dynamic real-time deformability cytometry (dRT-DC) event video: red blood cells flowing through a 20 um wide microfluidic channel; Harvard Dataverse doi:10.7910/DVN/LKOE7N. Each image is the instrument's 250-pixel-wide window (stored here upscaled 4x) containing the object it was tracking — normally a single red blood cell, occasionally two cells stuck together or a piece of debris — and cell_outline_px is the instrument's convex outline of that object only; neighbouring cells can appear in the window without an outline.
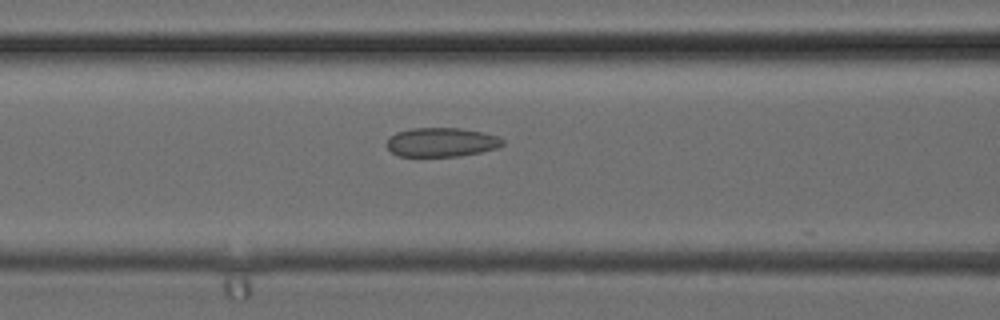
{"species": "common noctule bat (a hibernating species)", "species_latin": "Nyctalus noctula", "temperature_condition": "cold", "stored_images_in_passage": 17, "camera_frame_rate_fps": 3000, "um_per_image_px": 0.085, "animal": {"sex": "female", "body_mass_g": 24.6, "forearm_length_mm": 56.2}, "frame": {"image": 1, "passage_image": 16, "time_ms": 5.0, "image_size_px": [1000, 320], "cell_outline_px": [[504, 144], [496, 148], [480, 152], [460, 156], [400, 156], [392, 152], [388, 148], [388, 140], [396, 132], [412, 128], [460, 128], [500, 136], [504, 140]], "centroid_in_image_um": [37.56, 12.08], "position_along_channel_um": 129.0, "area_um2": 19.48}}